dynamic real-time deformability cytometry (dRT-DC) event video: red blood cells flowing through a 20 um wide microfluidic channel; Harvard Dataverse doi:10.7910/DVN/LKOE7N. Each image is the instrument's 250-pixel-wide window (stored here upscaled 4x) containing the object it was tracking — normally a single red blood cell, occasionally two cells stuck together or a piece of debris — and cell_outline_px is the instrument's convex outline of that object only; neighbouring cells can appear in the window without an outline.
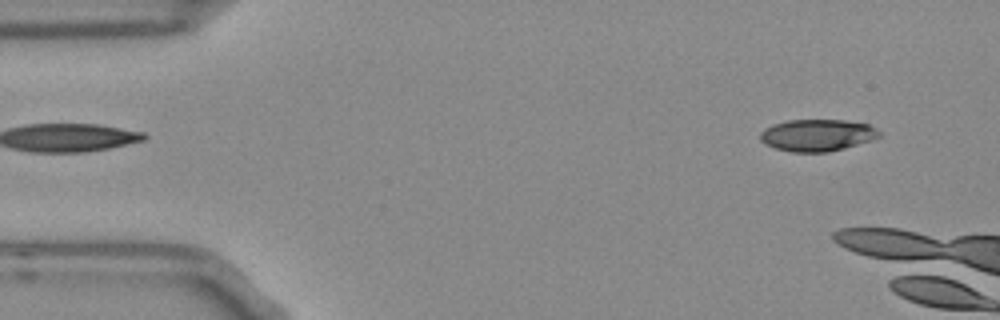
{"species": "Egyptian fruit bat (a non-hibernating species)", "species_latin": "Rousettus aegyptiacus", "temperature_condition": "room temperature", "stored_images_in_passage": 13, "camera_frame_rate_fps": 3000, "um_per_image_px": 0.085, "frame": {"image": 1, "passage_image": 4, "time_ms": 1.0, "image_size_px": [1000, 320], "cell_outline_px": [[880, 136], [872, 140], [844, 148], [828, 152], [792, 152], [776, 148], [760, 140], [760, 132], [764, 128], [772, 124], [788, 120], [844, 120], [868, 124], [876, 128], [880, 132]], "centroid_in_image_um": [69.47, 11.48], "position_along_channel_um": 15.5, "area_um2": 22.08}}